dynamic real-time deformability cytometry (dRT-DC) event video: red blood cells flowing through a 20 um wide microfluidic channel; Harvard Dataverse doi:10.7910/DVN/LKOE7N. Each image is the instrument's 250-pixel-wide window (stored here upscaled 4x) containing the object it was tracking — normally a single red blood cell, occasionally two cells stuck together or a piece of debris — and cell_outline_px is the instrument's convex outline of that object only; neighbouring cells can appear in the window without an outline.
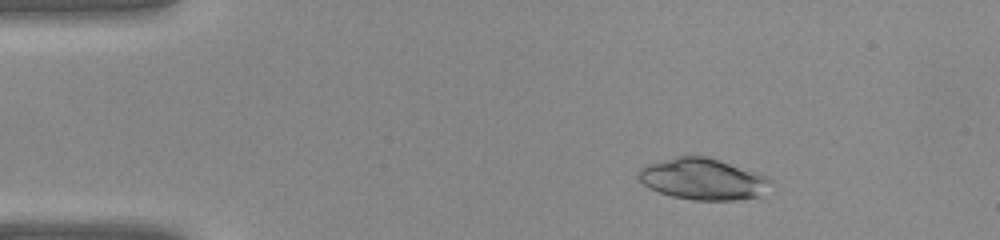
{"species": "common noctule bat (a hibernating species)", "species_latin": "Nyctalus noctula", "temperature_condition": "warm", "stored_images_in_passage": 39, "camera_frame_rate_fps": 3000, "um_per_image_px": 0.085, "animal": {"sex": "female", "body_mass_g": 22.0, "forearm_length_mm": 56.7}, "frame": {"image": 1, "passage_image": 6, "time_ms": 1.667, "image_size_px": [1000, 240], "cell_outline_px": [[772, 180], [760, 196], [740, 200], [692, 200], [672, 196], [648, 188], [636, 176], [636, 172], [640, 168], [648, 164], [676, 156], [708, 156], [756, 172]], "centroid_in_image_um": [59.7, 15.22], "position_along_channel_um": 25.3, "area_um2": 31.79}}
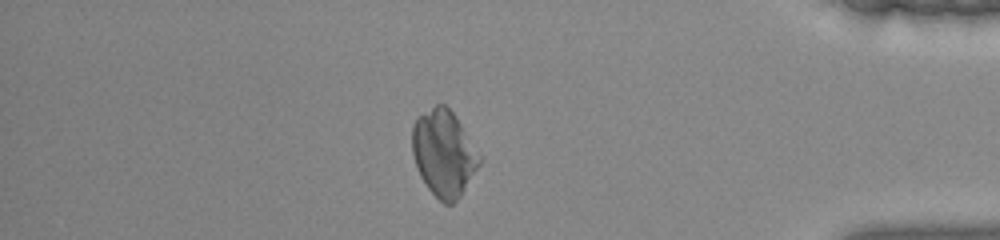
{"frame": {"image": 2, "passage_image": 34, "time_ms": 11.0, "image_size_px": [1000, 240], "cell_outline_px": [[480, 164], [460, 196], [452, 204], [444, 204], [428, 188], [420, 176], [416, 168], [412, 152], [412, 124], [416, 116], [436, 104], [444, 104], [452, 112], [460, 124], [480, 156]], "centroid_in_image_um": [37.67, 13.02], "position_along_channel_um": 397.5, "area_um2": 33.47}}